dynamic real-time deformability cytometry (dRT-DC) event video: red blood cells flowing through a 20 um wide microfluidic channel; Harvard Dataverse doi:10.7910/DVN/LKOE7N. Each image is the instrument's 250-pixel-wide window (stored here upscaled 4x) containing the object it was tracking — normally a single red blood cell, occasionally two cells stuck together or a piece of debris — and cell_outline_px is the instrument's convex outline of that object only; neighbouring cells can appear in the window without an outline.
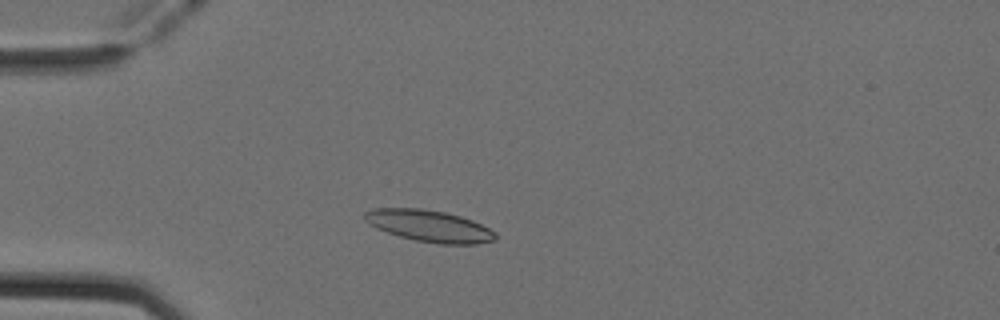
{"species": "Egyptian fruit bat (a non-hibernating species)", "species_latin": "Rousettus aegyptiacus", "temperature_condition": "cold", "stored_images_in_passage": 47, "camera_frame_rate_fps": 3000, "um_per_image_px": 0.085, "animal": {"sex": "female"}, "frame": {"image": 1, "passage_image": 9, "time_ms": 2.667, "image_size_px": [1000, 320], "cell_outline_px": [[496, 240], [476, 244], [440, 244], [416, 240], [400, 236], [376, 228], [368, 224], [364, 220], [364, 212], [372, 208], [420, 208], [444, 212], [460, 216], [472, 220], [496, 232]], "centroid_in_image_um": [36.47, 19.2], "position_along_channel_um": 48.5, "area_um2": 24.1}}
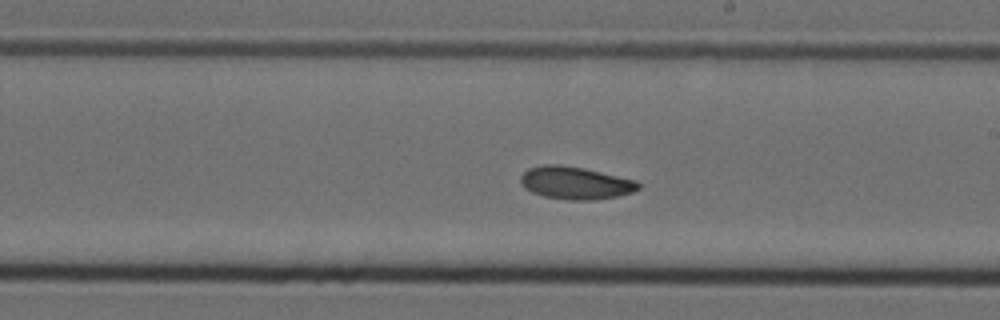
{"frame": {"image": 2, "passage_image": 25, "time_ms": 8.0, "image_size_px": [1000, 320], "cell_outline_px": [[640, 188], [632, 192], [616, 196], [596, 200], [568, 200], [544, 196], [532, 192], [524, 188], [520, 184], [520, 176], [528, 168], [544, 164], [560, 164], [584, 168], [636, 180], [640, 184]], "centroid_in_image_um": [48.88, 15.54], "position_along_channel_um": 240.1, "area_um2": 22.48}}
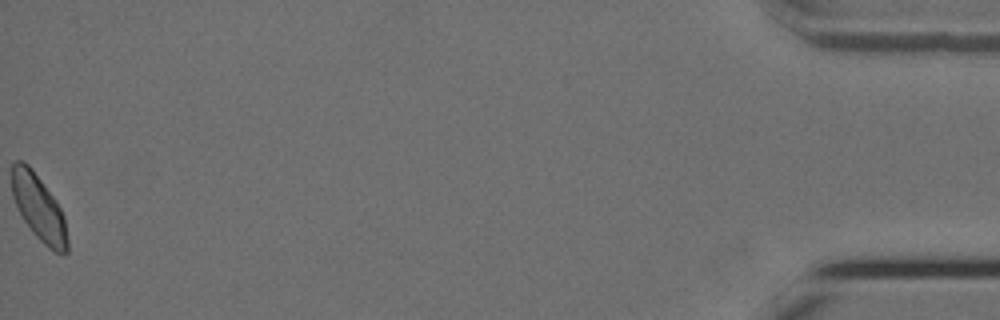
{"frame": {"image": 3, "passage_image": 47, "time_ms": 15.333, "image_size_px": [1000, 320], "cell_outline_px": [[68, 252], [64, 256], [48, 248], [32, 232], [24, 220], [12, 196], [12, 164], [16, 160], [24, 160], [32, 168], [56, 200], [64, 216], [68, 240]], "centroid_in_image_um": [3.31, 17.67], "position_along_channel_um": 431.9, "area_um2": 21.39}, "authors_computed_cell_mechanics": {"area_um2": 22.1374, "velocity_mm_per_s": 3.9172, "shape_relaxation_time_tau1_ms": 5.8701, "shape_relaxation_time_tau2_ms": null, "deformation_change_tau1": 0.1248, "deformation_change_tau2": null}}